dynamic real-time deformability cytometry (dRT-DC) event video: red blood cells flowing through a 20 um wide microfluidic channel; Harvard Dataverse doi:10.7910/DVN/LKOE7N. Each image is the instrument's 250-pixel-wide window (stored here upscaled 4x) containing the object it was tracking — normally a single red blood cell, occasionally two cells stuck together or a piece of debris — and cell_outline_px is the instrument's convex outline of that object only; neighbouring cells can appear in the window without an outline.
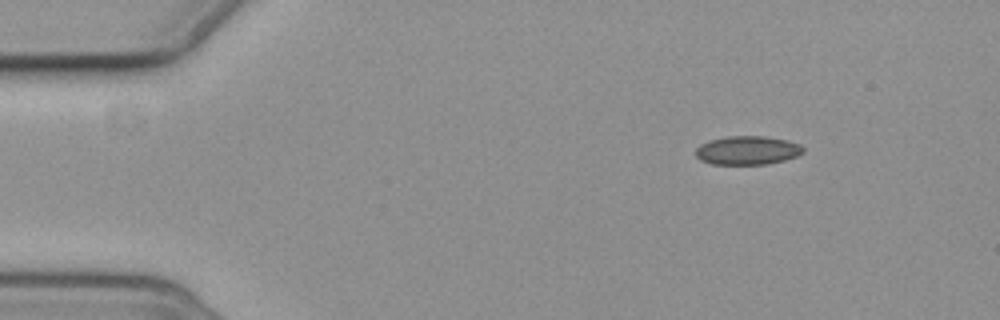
{"species": "common noctule bat (a hibernating species)", "species_latin": "Nyctalus noctula", "temperature_condition": "cold", "stored_images_in_passage": 4, "camera_frame_rate_fps": 3000, "um_per_image_px": 0.085, "animal": {"sex": "female", "body_mass_g": 19.3, "forearm_length_mm": 54.1}, "frame": {"image": 1, "passage_image": 1, "time_ms": 0.0, "image_size_px": [1000, 320], "cell_outline_px": [[804, 152], [796, 156], [784, 160], [768, 164], [712, 164], [700, 160], [696, 156], [696, 148], [700, 144], [712, 140], [728, 136], [764, 136], [788, 140], [800, 144], [804, 148]], "centroid_in_image_um": [63.55, 12.78], "position_along_channel_um": 21.5, "area_um2": 17.98}}
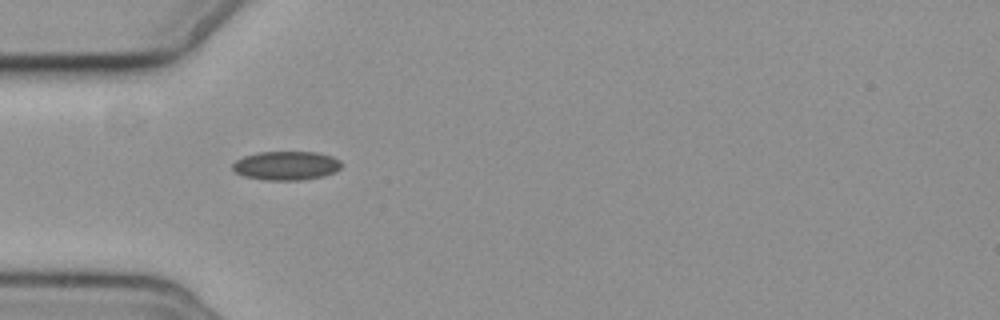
{"frame": {"image": 2, "passage_image": 3, "time_ms": 3.333, "image_size_px": [1000, 320], "cell_outline_px": [[340, 168], [324, 176], [300, 180], [264, 180], [244, 176], [236, 172], [232, 168], [232, 164], [236, 160], [244, 156], [256, 152], [316, 152], [332, 156], [340, 160]], "centroid_in_image_um": [24.3, 14.07], "position_along_channel_um": 60.7, "area_um2": 18.26}}
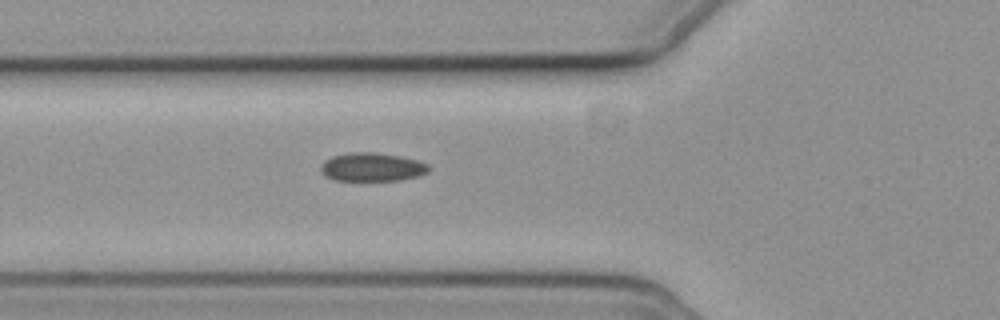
{"frame": {"image": 3, "passage_image": 4, "time_ms": 4.333, "image_size_px": [1000, 320], "cell_outline_px": [[428, 172], [420, 176], [400, 180], [332, 180], [324, 176], [320, 172], [320, 164], [324, 160], [332, 156], [348, 152], [376, 152], [400, 156], [416, 160], [428, 164]], "centroid_in_image_um": [31.57, 14.2], "position_along_channel_um": 94.2, "area_um2": 18.15}}